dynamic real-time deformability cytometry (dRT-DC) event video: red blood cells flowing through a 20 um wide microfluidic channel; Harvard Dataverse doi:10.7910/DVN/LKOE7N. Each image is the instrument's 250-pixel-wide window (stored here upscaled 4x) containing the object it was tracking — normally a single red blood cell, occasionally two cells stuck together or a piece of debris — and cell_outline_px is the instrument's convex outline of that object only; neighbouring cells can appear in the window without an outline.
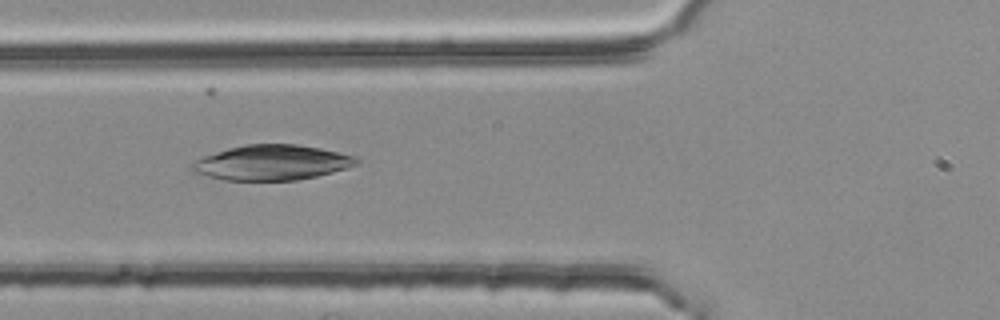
{"species": "common noctule bat (a hibernating species)", "species_latin": "Nyctalus noctula", "temperature_condition": "room temperature", "stored_images_in_passage": 35, "camera_frame_rate_fps": 3000, "um_per_image_px": 0.085, "animal": {"sex": "female", "body_mass_g": 25.1}, "frame": {"image": 1, "passage_image": 6, "time_ms": 1.667, "image_size_px": [1000, 320], "cell_outline_px": [[360, 164], [348, 168], [316, 176], [296, 180], [224, 180], [192, 172], [188, 168], [196, 160], [204, 156], [228, 148], [244, 144], [296, 144], [320, 148], [352, 156], [360, 160]], "centroid_in_image_um": [23.08, 13.82], "position_along_channel_um": 102.7, "area_um2": 33.58}}
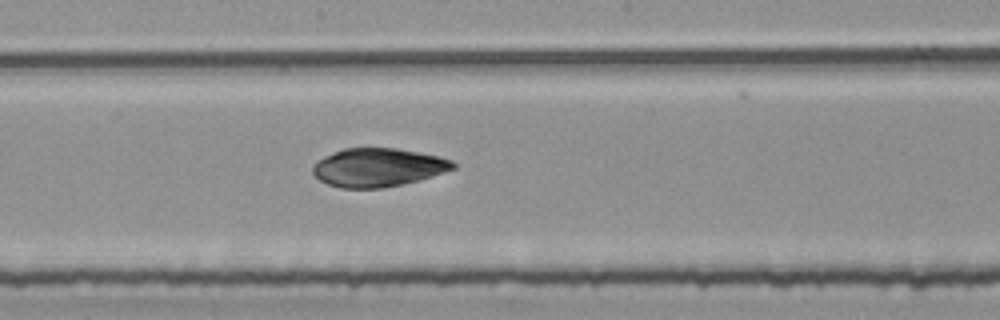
{"frame": {"image": 2, "passage_image": 15, "time_ms": 4.667, "image_size_px": [1000, 320], "cell_outline_px": [[456, 168], [432, 176], [400, 184], [380, 188], [340, 188], [328, 184], [320, 180], [312, 172], [312, 168], [316, 160], [324, 156], [344, 148], [396, 148], [436, 156], [452, 160], [456, 164]], "centroid_in_image_um": [32.09, 14.23], "position_along_channel_um": 216.1, "area_um2": 31.15}}
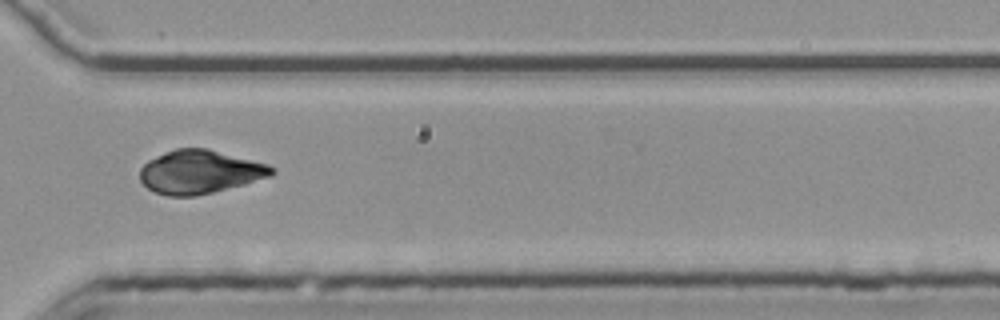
{"frame": {"image": 3, "passage_image": 26, "time_ms": 8.333, "image_size_px": [1000, 320], "cell_outline_px": [[276, 172], [272, 176], [244, 184], [196, 196], [168, 196], [156, 192], [148, 188], [140, 180], [140, 168], [148, 160], [164, 152], [176, 148], [208, 148], [268, 164], [276, 168]], "centroid_in_image_um": [17.0, 14.6], "position_along_channel_um": 353.6, "area_um2": 33.47}}